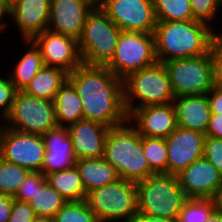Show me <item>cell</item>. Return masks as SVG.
<instances>
[{"label": "cell", "mask_w": 222, "mask_h": 222, "mask_svg": "<svg viewBox=\"0 0 222 222\" xmlns=\"http://www.w3.org/2000/svg\"><path fill=\"white\" fill-rule=\"evenodd\" d=\"M67 79L81 98L84 119L110 128L128 119L124 107L123 79L106 66L82 64L69 73Z\"/></svg>", "instance_id": "cell-1"}, {"label": "cell", "mask_w": 222, "mask_h": 222, "mask_svg": "<svg viewBox=\"0 0 222 222\" xmlns=\"http://www.w3.org/2000/svg\"><path fill=\"white\" fill-rule=\"evenodd\" d=\"M218 28L197 21H157L154 30L157 62L207 54Z\"/></svg>", "instance_id": "cell-2"}, {"label": "cell", "mask_w": 222, "mask_h": 222, "mask_svg": "<svg viewBox=\"0 0 222 222\" xmlns=\"http://www.w3.org/2000/svg\"><path fill=\"white\" fill-rule=\"evenodd\" d=\"M103 157L117 170L120 178L134 183L155 174L143 154L142 136L128 119L110 128Z\"/></svg>", "instance_id": "cell-3"}, {"label": "cell", "mask_w": 222, "mask_h": 222, "mask_svg": "<svg viewBox=\"0 0 222 222\" xmlns=\"http://www.w3.org/2000/svg\"><path fill=\"white\" fill-rule=\"evenodd\" d=\"M137 212L176 221L184 202L188 199L178 177L156 173L136 183Z\"/></svg>", "instance_id": "cell-4"}, {"label": "cell", "mask_w": 222, "mask_h": 222, "mask_svg": "<svg viewBox=\"0 0 222 222\" xmlns=\"http://www.w3.org/2000/svg\"><path fill=\"white\" fill-rule=\"evenodd\" d=\"M124 107L129 115L134 109L171 103L173 94L164 63L132 72L123 79Z\"/></svg>", "instance_id": "cell-5"}, {"label": "cell", "mask_w": 222, "mask_h": 222, "mask_svg": "<svg viewBox=\"0 0 222 222\" xmlns=\"http://www.w3.org/2000/svg\"><path fill=\"white\" fill-rule=\"evenodd\" d=\"M121 30L100 8L88 13L78 46L84 65L106 66L115 52Z\"/></svg>", "instance_id": "cell-6"}, {"label": "cell", "mask_w": 222, "mask_h": 222, "mask_svg": "<svg viewBox=\"0 0 222 222\" xmlns=\"http://www.w3.org/2000/svg\"><path fill=\"white\" fill-rule=\"evenodd\" d=\"M85 201L99 222H128L137 213L136 183L120 178L90 191Z\"/></svg>", "instance_id": "cell-7"}, {"label": "cell", "mask_w": 222, "mask_h": 222, "mask_svg": "<svg viewBox=\"0 0 222 222\" xmlns=\"http://www.w3.org/2000/svg\"><path fill=\"white\" fill-rule=\"evenodd\" d=\"M175 97L207 94L214 86L210 52L164 62Z\"/></svg>", "instance_id": "cell-8"}, {"label": "cell", "mask_w": 222, "mask_h": 222, "mask_svg": "<svg viewBox=\"0 0 222 222\" xmlns=\"http://www.w3.org/2000/svg\"><path fill=\"white\" fill-rule=\"evenodd\" d=\"M156 62L153 34L121 31L113 58L106 67L117 77L125 79L130 73Z\"/></svg>", "instance_id": "cell-9"}, {"label": "cell", "mask_w": 222, "mask_h": 222, "mask_svg": "<svg viewBox=\"0 0 222 222\" xmlns=\"http://www.w3.org/2000/svg\"><path fill=\"white\" fill-rule=\"evenodd\" d=\"M8 128L43 136L57 127L53 101L33 97L17 91L9 114Z\"/></svg>", "instance_id": "cell-10"}, {"label": "cell", "mask_w": 222, "mask_h": 222, "mask_svg": "<svg viewBox=\"0 0 222 222\" xmlns=\"http://www.w3.org/2000/svg\"><path fill=\"white\" fill-rule=\"evenodd\" d=\"M100 8L121 31L154 33L157 20L153 0H103Z\"/></svg>", "instance_id": "cell-11"}, {"label": "cell", "mask_w": 222, "mask_h": 222, "mask_svg": "<svg viewBox=\"0 0 222 222\" xmlns=\"http://www.w3.org/2000/svg\"><path fill=\"white\" fill-rule=\"evenodd\" d=\"M31 41L40 50L44 66L60 68L69 74L83 64L78 40L71 36L46 29Z\"/></svg>", "instance_id": "cell-12"}, {"label": "cell", "mask_w": 222, "mask_h": 222, "mask_svg": "<svg viewBox=\"0 0 222 222\" xmlns=\"http://www.w3.org/2000/svg\"><path fill=\"white\" fill-rule=\"evenodd\" d=\"M45 151V142L41 135L8 128L0 157L32 172H41Z\"/></svg>", "instance_id": "cell-13"}, {"label": "cell", "mask_w": 222, "mask_h": 222, "mask_svg": "<svg viewBox=\"0 0 222 222\" xmlns=\"http://www.w3.org/2000/svg\"><path fill=\"white\" fill-rule=\"evenodd\" d=\"M205 134L176 127L165 139L167 146V174L178 175L191 163L203 157Z\"/></svg>", "instance_id": "cell-14"}, {"label": "cell", "mask_w": 222, "mask_h": 222, "mask_svg": "<svg viewBox=\"0 0 222 222\" xmlns=\"http://www.w3.org/2000/svg\"><path fill=\"white\" fill-rule=\"evenodd\" d=\"M51 0H12L8 20L19 30L21 40H31L48 29ZM13 21V22H12Z\"/></svg>", "instance_id": "cell-15"}, {"label": "cell", "mask_w": 222, "mask_h": 222, "mask_svg": "<svg viewBox=\"0 0 222 222\" xmlns=\"http://www.w3.org/2000/svg\"><path fill=\"white\" fill-rule=\"evenodd\" d=\"M187 198L214 199L222 183L221 173L204 157L177 175Z\"/></svg>", "instance_id": "cell-16"}, {"label": "cell", "mask_w": 222, "mask_h": 222, "mask_svg": "<svg viewBox=\"0 0 222 222\" xmlns=\"http://www.w3.org/2000/svg\"><path fill=\"white\" fill-rule=\"evenodd\" d=\"M93 8L87 0H51L48 29L78 40Z\"/></svg>", "instance_id": "cell-17"}, {"label": "cell", "mask_w": 222, "mask_h": 222, "mask_svg": "<svg viewBox=\"0 0 222 222\" xmlns=\"http://www.w3.org/2000/svg\"><path fill=\"white\" fill-rule=\"evenodd\" d=\"M128 120L141 136L155 138L166 139L178 126L172 102L134 109Z\"/></svg>", "instance_id": "cell-18"}, {"label": "cell", "mask_w": 222, "mask_h": 222, "mask_svg": "<svg viewBox=\"0 0 222 222\" xmlns=\"http://www.w3.org/2000/svg\"><path fill=\"white\" fill-rule=\"evenodd\" d=\"M68 129L77 160L104 156L105 140L110 127L83 118L70 125Z\"/></svg>", "instance_id": "cell-19"}, {"label": "cell", "mask_w": 222, "mask_h": 222, "mask_svg": "<svg viewBox=\"0 0 222 222\" xmlns=\"http://www.w3.org/2000/svg\"><path fill=\"white\" fill-rule=\"evenodd\" d=\"M45 142V156L42 173L47 174L55 171L66 170L75 166L72 138L68 127H60L49 130L43 136Z\"/></svg>", "instance_id": "cell-20"}, {"label": "cell", "mask_w": 222, "mask_h": 222, "mask_svg": "<svg viewBox=\"0 0 222 222\" xmlns=\"http://www.w3.org/2000/svg\"><path fill=\"white\" fill-rule=\"evenodd\" d=\"M172 104L178 127L206 133L211 117L207 94L175 97Z\"/></svg>", "instance_id": "cell-21"}, {"label": "cell", "mask_w": 222, "mask_h": 222, "mask_svg": "<svg viewBox=\"0 0 222 222\" xmlns=\"http://www.w3.org/2000/svg\"><path fill=\"white\" fill-rule=\"evenodd\" d=\"M86 194L120 179L117 170L104 157L76 160Z\"/></svg>", "instance_id": "cell-22"}, {"label": "cell", "mask_w": 222, "mask_h": 222, "mask_svg": "<svg viewBox=\"0 0 222 222\" xmlns=\"http://www.w3.org/2000/svg\"><path fill=\"white\" fill-rule=\"evenodd\" d=\"M53 103L57 126L69 127L83 119L81 98L78 96L74 85L68 79L61 85Z\"/></svg>", "instance_id": "cell-23"}, {"label": "cell", "mask_w": 222, "mask_h": 222, "mask_svg": "<svg viewBox=\"0 0 222 222\" xmlns=\"http://www.w3.org/2000/svg\"><path fill=\"white\" fill-rule=\"evenodd\" d=\"M68 73L56 67L43 66L22 90L25 94L53 101Z\"/></svg>", "instance_id": "cell-24"}, {"label": "cell", "mask_w": 222, "mask_h": 222, "mask_svg": "<svg viewBox=\"0 0 222 222\" xmlns=\"http://www.w3.org/2000/svg\"><path fill=\"white\" fill-rule=\"evenodd\" d=\"M27 46L24 53L9 71L8 77L18 91H22L31 79L44 66L40 50L31 40H24ZM11 72V73H10Z\"/></svg>", "instance_id": "cell-25"}, {"label": "cell", "mask_w": 222, "mask_h": 222, "mask_svg": "<svg viewBox=\"0 0 222 222\" xmlns=\"http://www.w3.org/2000/svg\"><path fill=\"white\" fill-rule=\"evenodd\" d=\"M47 182L67 201H85L86 192L76 166L46 175Z\"/></svg>", "instance_id": "cell-26"}, {"label": "cell", "mask_w": 222, "mask_h": 222, "mask_svg": "<svg viewBox=\"0 0 222 222\" xmlns=\"http://www.w3.org/2000/svg\"><path fill=\"white\" fill-rule=\"evenodd\" d=\"M67 200L49 183L38 186L34 197L28 202L36 217L53 218Z\"/></svg>", "instance_id": "cell-27"}, {"label": "cell", "mask_w": 222, "mask_h": 222, "mask_svg": "<svg viewBox=\"0 0 222 222\" xmlns=\"http://www.w3.org/2000/svg\"><path fill=\"white\" fill-rule=\"evenodd\" d=\"M157 21L194 20L189 0H153Z\"/></svg>", "instance_id": "cell-28"}, {"label": "cell", "mask_w": 222, "mask_h": 222, "mask_svg": "<svg viewBox=\"0 0 222 222\" xmlns=\"http://www.w3.org/2000/svg\"><path fill=\"white\" fill-rule=\"evenodd\" d=\"M142 151L155 174L167 173L168 155L164 138L142 136Z\"/></svg>", "instance_id": "cell-29"}, {"label": "cell", "mask_w": 222, "mask_h": 222, "mask_svg": "<svg viewBox=\"0 0 222 222\" xmlns=\"http://www.w3.org/2000/svg\"><path fill=\"white\" fill-rule=\"evenodd\" d=\"M216 210L214 199L188 198L177 216L175 222H204L208 221Z\"/></svg>", "instance_id": "cell-30"}, {"label": "cell", "mask_w": 222, "mask_h": 222, "mask_svg": "<svg viewBox=\"0 0 222 222\" xmlns=\"http://www.w3.org/2000/svg\"><path fill=\"white\" fill-rule=\"evenodd\" d=\"M30 172L0 157V193L14 196Z\"/></svg>", "instance_id": "cell-31"}, {"label": "cell", "mask_w": 222, "mask_h": 222, "mask_svg": "<svg viewBox=\"0 0 222 222\" xmlns=\"http://www.w3.org/2000/svg\"><path fill=\"white\" fill-rule=\"evenodd\" d=\"M53 219L54 222H99L86 201H67Z\"/></svg>", "instance_id": "cell-32"}, {"label": "cell", "mask_w": 222, "mask_h": 222, "mask_svg": "<svg viewBox=\"0 0 222 222\" xmlns=\"http://www.w3.org/2000/svg\"><path fill=\"white\" fill-rule=\"evenodd\" d=\"M194 20L203 22L214 27L213 21L218 20V0H189ZM212 21V22H211Z\"/></svg>", "instance_id": "cell-33"}, {"label": "cell", "mask_w": 222, "mask_h": 222, "mask_svg": "<svg viewBox=\"0 0 222 222\" xmlns=\"http://www.w3.org/2000/svg\"><path fill=\"white\" fill-rule=\"evenodd\" d=\"M46 176L42 172H30L17 190L13 199L20 202H29L38 190V186L47 184Z\"/></svg>", "instance_id": "cell-34"}, {"label": "cell", "mask_w": 222, "mask_h": 222, "mask_svg": "<svg viewBox=\"0 0 222 222\" xmlns=\"http://www.w3.org/2000/svg\"><path fill=\"white\" fill-rule=\"evenodd\" d=\"M209 52L212 57L214 86L222 88V32L220 30L214 37Z\"/></svg>", "instance_id": "cell-35"}, {"label": "cell", "mask_w": 222, "mask_h": 222, "mask_svg": "<svg viewBox=\"0 0 222 222\" xmlns=\"http://www.w3.org/2000/svg\"><path fill=\"white\" fill-rule=\"evenodd\" d=\"M203 157L222 175V138L205 136Z\"/></svg>", "instance_id": "cell-36"}, {"label": "cell", "mask_w": 222, "mask_h": 222, "mask_svg": "<svg viewBox=\"0 0 222 222\" xmlns=\"http://www.w3.org/2000/svg\"><path fill=\"white\" fill-rule=\"evenodd\" d=\"M18 90L11 83L8 75L0 76V114L5 118L12 107V102Z\"/></svg>", "instance_id": "cell-37"}, {"label": "cell", "mask_w": 222, "mask_h": 222, "mask_svg": "<svg viewBox=\"0 0 222 222\" xmlns=\"http://www.w3.org/2000/svg\"><path fill=\"white\" fill-rule=\"evenodd\" d=\"M35 218L36 215L29 203L13 199L11 216L7 222H32Z\"/></svg>", "instance_id": "cell-38"}, {"label": "cell", "mask_w": 222, "mask_h": 222, "mask_svg": "<svg viewBox=\"0 0 222 222\" xmlns=\"http://www.w3.org/2000/svg\"><path fill=\"white\" fill-rule=\"evenodd\" d=\"M211 113L222 115V88L213 86L207 93Z\"/></svg>", "instance_id": "cell-39"}, {"label": "cell", "mask_w": 222, "mask_h": 222, "mask_svg": "<svg viewBox=\"0 0 222 222\" xmlns=\"http://www.w3.org/2000/svg\"><path fill=\"white\" fill-rule=\"evenodd\" d=\"M205 136L222 138V115L211 113Z\"/></svg>", "instance_id": "cell-40"}, {"label": "cell", "mask_w": 222, "mask_h": 222, "mask_svg": "<svg viewBox=\"0 0 222 222\" xmlns=\"http://www.w3.org/2000/svg\"><path fill=\"white\" fill-rule=\"evenodd\" d=\"M13 196L0 193V222H7L11 216Z\"/></svg>", "instance_id": "cell-41"}, {"label": "cell", "mask_w": 222, "mask_h": 222, "mask_svg": "<svg viewBox=\"0 0 222 222\" xmlns=\"http://www.w3.org/2000/svg\"><path fill=\"white\" fill-rule=\"evenodd\" d=\"M8 6H9V2L7 0H0V33L1 34L6 33V31L8 30L7 28H9L8 27L9 23L7 22L8 20L5 19L6 17L8 18Z\"/></svg>", "instance_id": "cell-42"}, {"label": "cell", "mask_w": 222, "mask_h": 222, "mask_svg": "<svg viewBox=\"0 0 222 222\" xmlns=\"http://www.w3.org/2000/svg\"><path fill=\"white\" fill-rule=\"evenodd\" d=\"M128 222H175V221L161 217H152L137 212Z\"/></svg>", "instance_id": "cell-43"}, {"label": "cell", "mask_w": 222, "mask_h": 222, "mask_svg": "<svg viewBox=\"0 0 222 222\" xmlns=\"http://www.w3.org/2000/svg\"><path fill=\"white\" fill-rule=\"evenodd\" d=\"M7 130H8V125L6 122V118H3L0 122V156L2 153L4 138Z\"/></svg>", "instance_id": "cell-44"}, {"label": "cell", "mask_w": 222, "mask_h": 222, "mask_svg": "<svg viewBox=\"0 0 222 222\" xmlns=\"http://www.w3.org/2000/svg\"><path fill=\"white\" fill-rule=\"evenodd\" d=\"M214 201L216 204V210H218L219 212H222V183L219 186L218 192L214 197Z\"/></svg>", "instance_id": "cell-45"}, {"label": "cell", "mask_w": 222, "mask_h": 222, "mask_svg": "<svg viewBox=\"0 0 222 222\" xmlns=\"http://www.w3.org/2000/svg\"><path fill=\"white\" fill-rule=\"evenodd\" d=\"M204 222H222V212L215 210L209 217L208 221Z\"/></svg>", "instance_id": "cell-46"}, {"label": "cell", "mask_w": 222, "mask_h": 222, "mask_svg": "<svg viewBox=\"0 0 222 222\" xmlns=\"http://www.w3.org/2000/svg\"><path fill=\"white\" fill-rule=\"evenodd\" d=\"M32 222H54V219L49 217H36Z\"/></svg>", "instance_id": "cell-47"}, {"label": "cell", "mask_w": 222, "mask_h": 222, "mask_svg": "<svg viewBox=\"0 0 222 222\" xmlns=\"http://www.w3.org/2000/svg\"><path fill=\"white\" fill-rule=\"evenodd\" d=\"M89 1L93 6H100L103 2V0H87Z\"/></svg>", "instance_id": "cell-48"}, {"label": "cell", "mask_w": 222, "mask_h": 222, "mask_svg": "<svg viewBox=\"0 0 222 222\" xmlns=\"http://www.w3.org/2000/svg\"><path fill=\"white\" fill-rule=\"evenodd\" d=\"M218 8H219V10L222 9V0H218ZM220 12H222V11H219L218 15H220Z\"/></svg>", "instance_id": "cell-49"}, {"label": "cell", "mask_w": 222, "mask_h": 222, "mask_svg": "<svg viewBox=\"0 0 222 222\" xmlns=\"http://www.w3.org/2000/svg\"><path fill=\"white\" fill-rule=\"evenodd\" d=\"M4 117L0 114V121L3 119Z\"/></svg>", "instance_id": "cell-50"}]
</instances>
